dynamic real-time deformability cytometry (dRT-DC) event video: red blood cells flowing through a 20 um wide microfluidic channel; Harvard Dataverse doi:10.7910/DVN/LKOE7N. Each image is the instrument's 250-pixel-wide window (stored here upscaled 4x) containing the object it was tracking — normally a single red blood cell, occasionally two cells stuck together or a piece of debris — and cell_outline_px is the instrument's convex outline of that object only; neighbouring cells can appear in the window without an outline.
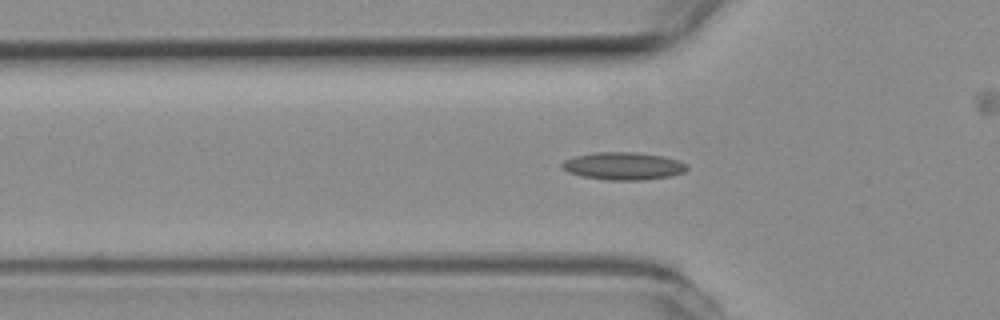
{"species": "common noctule bat (a hibernating species)", "species_latin": "Nyctalus noctula", "temperature_condition": "room temperature", "stored_images_in_passage": 42, "camera_frame_rate_fps": 3000, "um_per_image_px": 0.085, "animal": {"sex": "female", "body_mass_g": 19.3, "forearm_length_mm": 54.1}, "frame": {"image": 1, "passage_image": 4, "time_ms": 1.0, "image_size_px": [1000, 320], "cell_outline_px": [[688, 168], [684, 172], [668, 176], [640, 180], [608, 180], [584, 176], [568, 172], [560, 164], [564, 160], [576, 156], [592, 152], [636, 152], [664, 156], [680, 160], [688, 164]], "centroid_in_image_um": [53.01, 14.09], "position_along_channel_um": 72.8, "area_um2": 20.06}}
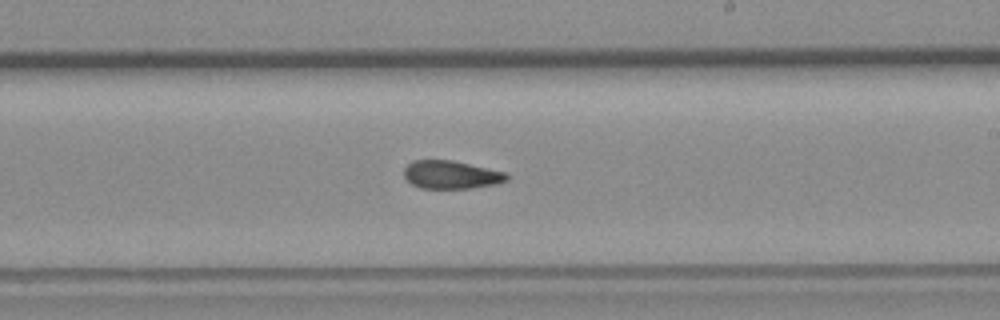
{"frame": {"image": 2, "passage_image": 18, "time_ms": 5.667, "image_size_px": [1000, 320], "cell_outline_px": [[508, 180], [496, 184], [468, 188], [420, 188], [412, 184], [404, 176], [404, 168], [412, 160], [452, 160], [504, 172], [508, 176]], "centroid_in_image_um": [38.31, 14.85], "position_along_channel_um": 250.7, "area_um2": 16.65}}
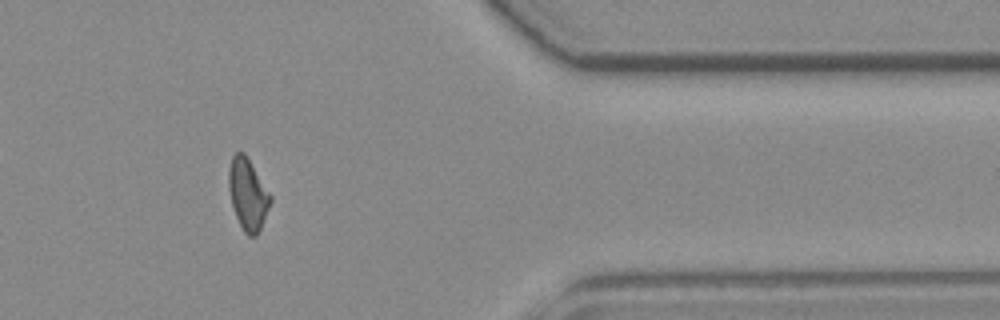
{"frame": {"image": 3, "passage_image": 31, "time_ms": 10.0, "image_size_px": [1000, 320], "cell_outline_px": [[272, 200], [260, 228], [256, 236], [248, 236], [244, 232], [236, 216], [232, 204], [228, 188], [228, 168], [232, 156], [236, 152], [244, 152], [272, 196]], "centroid_in_image_um": [21.05, 16.49], "position_along_channel_um": 390.3, "area_um2": 17.22}, "authors_computed_cell_mechanics": {"area_um2": 17.629, "velocity_mm_per_s": 3.8005, "shape_relaxation_time_tau1_ms": null, "shape_relaxation_time_tau2_ms": 4.8249, "deformation_change_tau1": null, "deformation_change_tau2": 0.1256}}